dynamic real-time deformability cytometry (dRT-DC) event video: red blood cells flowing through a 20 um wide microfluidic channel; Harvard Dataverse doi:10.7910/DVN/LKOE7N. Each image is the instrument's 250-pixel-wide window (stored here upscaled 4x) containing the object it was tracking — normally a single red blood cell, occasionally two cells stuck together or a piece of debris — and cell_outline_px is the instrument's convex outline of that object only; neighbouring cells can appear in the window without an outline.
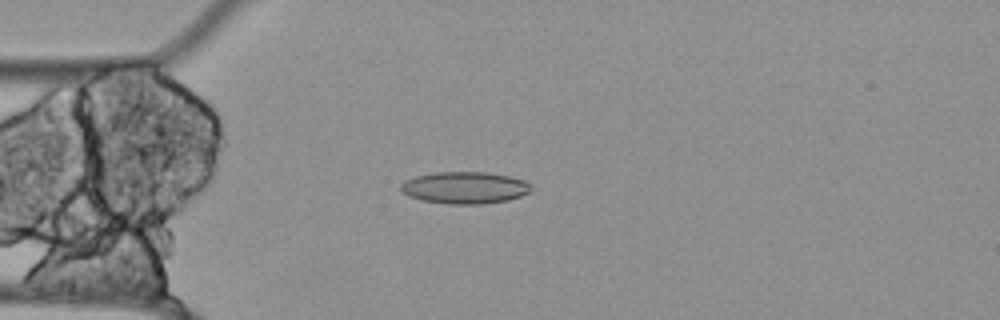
{"species": "Egyptian fruit bat (a non-hibernating species)", "species_latin": "Rousettus aegyptiacus", "temperature_condition": "cold", "stored_images_in_passage": 56, "camera_frame_rate_fps": 3000, "um_per_image_px": 0.085, "animal": {"sex": "female"}, "frame": {"image": 1, "passage_image": 14, "time_ms": 4.333, "image_size_px": [1000, 320], "cell_outline_px": [[532, 184], [528, 192], [520, 196], [508, 200], [484, 204], [444, 204], [424, 200], [408, 196], [400, 188], [400, 184], [404, 180], [416, 176], [436, 172], [484, 172], [508, 176], [524, 180]], "centroid_in_image_um": [39.49, 15.95], "position_along_channel_um": 45.5, "area_um2": 24.22}}
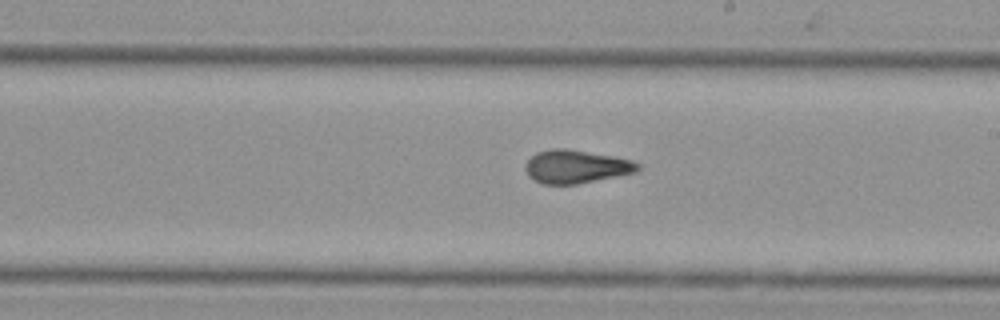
{"frame": {"image": 2, "passage_image": 31, "time_ms": 10.0, "image_size_px": [1000, 320], "cell_outline_px": [[640, 168], [636, 172], [576, 184], [544, 184], [528, 176], [524, 168], [524, 164], [536, 152], [552, 148], [564, 148], [612, 156], [632, 160], [640, 164]], "centroid_in_image_um": [48.94, 14.15], "position_along_channel_um": 240.1, "area_um2": 21.62}}
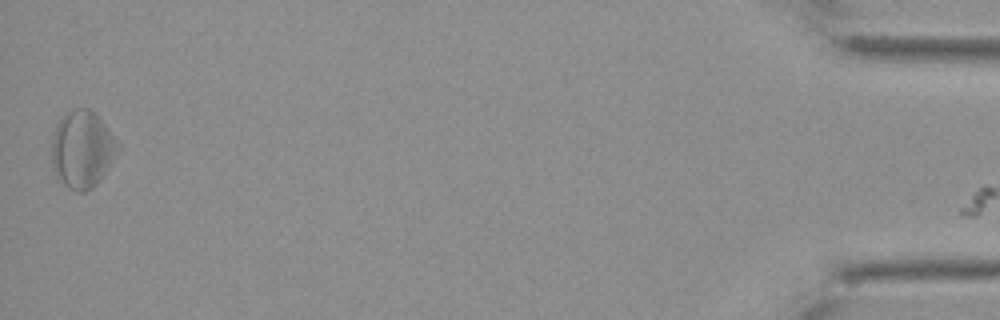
{"frame": {"image": 3, "passage_image": 55, "time_ms": 18.0, "image_size_px": [1000, 320], "cell_outline_px": [[120, 152], [100, 180], [92, 188], [84, 192], [76, 192], [68, 188], [56, 180], [52, 164], [52, 140], [56, 124], [60, 116], [76, 108], [88, 108], [96, 112], [120, 144]], "centroid_in_image_um": [7.0, 12.71], "position_along_channel_um": 428.2, "area_um2": 30.46}, "authors_computed_cell_mechanics": {"area_um2": 23.2356, "velocity_mm_per_s": 3.4955, "shape_relaxation_time_tau1_ms": null, "shape_relaxation_time_tau2_ms": 3.3466, "deformation_change_tau1": null, "deformation_change_tau2": 0.0958}}